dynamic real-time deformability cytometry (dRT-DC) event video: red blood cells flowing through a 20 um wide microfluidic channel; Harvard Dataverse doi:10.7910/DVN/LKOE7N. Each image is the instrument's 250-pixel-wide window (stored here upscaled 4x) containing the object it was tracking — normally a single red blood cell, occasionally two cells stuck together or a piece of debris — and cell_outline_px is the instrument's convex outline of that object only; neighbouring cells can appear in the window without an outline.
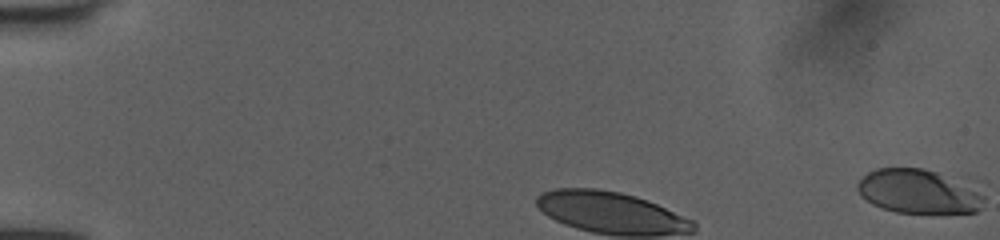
{"species": "human", "species_latin": "Homo sapiens", "temperature_condition": "room temperature", "stored_images_in_passage": 6, "camera_frame_rate_fps": 3000, "um_per_image_px": 0.085, "donor": {"sex": "female"}, "frame": {"image": 1, "passage_image": 1, "time_ms": 0.0, "image_size_px": [1000, 240], "cell_outline_px": [[984, 200], [980, 208], [976, 212], [896, 212], [872, 204], [860, 196], [856, 188], [856, 184], [868, 172], [876, 168], [924, 168], [936, 172], [976, 188], [984, 196]], "centroid_in_image_um": [78.02, 16.27], "position_along_channel_um": 7.0, "area_um2": 32.08}}